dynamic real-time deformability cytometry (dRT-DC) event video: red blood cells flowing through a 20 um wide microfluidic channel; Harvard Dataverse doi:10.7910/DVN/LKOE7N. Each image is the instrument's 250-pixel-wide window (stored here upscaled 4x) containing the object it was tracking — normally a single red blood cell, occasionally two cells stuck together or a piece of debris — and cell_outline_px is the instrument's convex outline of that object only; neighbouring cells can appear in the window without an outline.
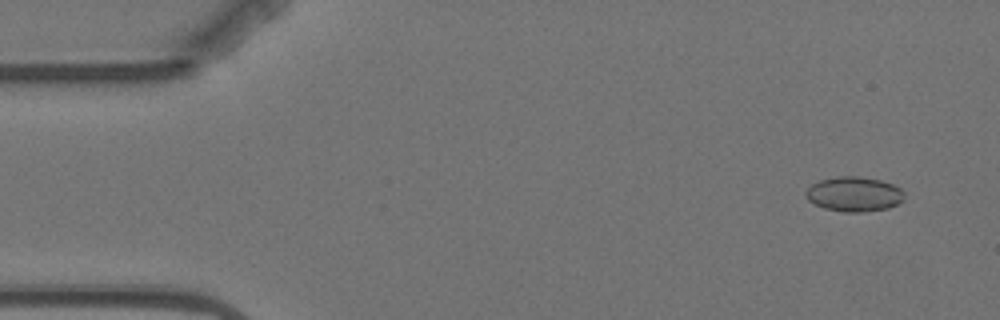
{"species": "Egyptian fruit bat (a non-hibernating species)", "species_latin": "Rousettus aegyptiacus", "temperature_condition": "warm", "stored_images_in_passage": 5, "camera_frame_rate_fps": 3000, "um_per_image_px": 0.085, "animal": {"sex": "female"}, "frame": {"image": 1, "passage_image": 2, "time_ms": 1.0, "image_size_px": [1000, 320], "cell_outline_px": [[904, 200], [888, 208], [860, 212], [844, 212], [824, 208], [808, 200], [804, 192], [812, 184], [820, 180], [836, 176], [856, 176], [880, 180], [892, 184], [900, 188], [904, 192]], "centroid_in_image_um": [72.59, 16.5], "position_along_channel_um": 12.4, "area_um2": 19.88}}
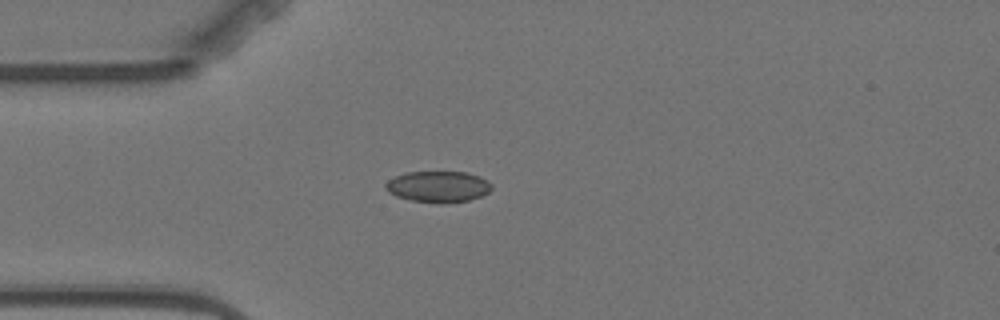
{"frame": {"image": 2, "passage_image": 5, "time_ms": 4.667, "image_size_px": [1000, 320], "cell_outline_px": [[492, 188], [488, 192], [480, 196], [468, 200], [444, 204], [440, 204], [412, 200], [396, 196], [388, 192], [384, 188], [384, 184], [388, 180], [404, 172], [464, 172], [480, 176], [488, 180], [492, 184]], "centroid_in_image_um": [37.23, 15.87], "position_along_channel_um": 47.8, "area_um2": 19.42}}